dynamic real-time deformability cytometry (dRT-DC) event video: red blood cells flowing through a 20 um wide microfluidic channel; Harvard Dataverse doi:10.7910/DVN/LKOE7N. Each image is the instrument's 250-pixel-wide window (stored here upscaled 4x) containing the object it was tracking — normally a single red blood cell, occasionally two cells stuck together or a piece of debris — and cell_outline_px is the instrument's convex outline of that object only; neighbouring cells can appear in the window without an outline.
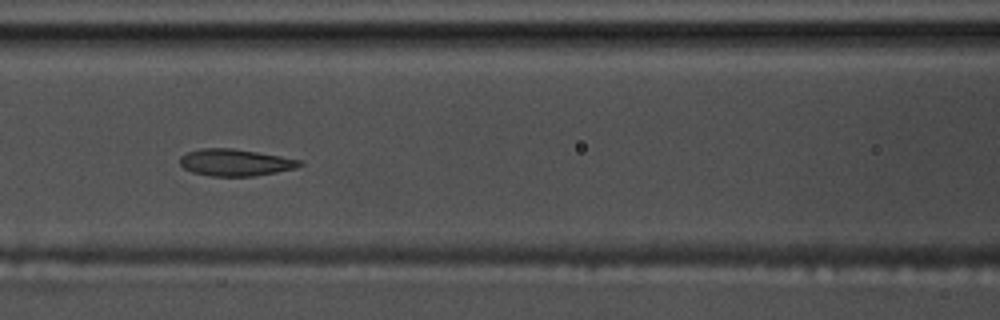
{"species": "common noctule bat (a hibernating species)", "species_latin": "Nyctalus noctula", "temperature_condition": "warm", "stored_images_in_passage": 42, "segment_of_instrument_passage": [1, 2], "camera_frame_rate_fps": 3000, "um_per_image_px": 0.085, "animal": {"sex": "male", "body_mass_g": 17.5, "forearm_length_mm": 52.3}, "frame": {"image": 1, "passage_image": 9, "time_ms": 2.667, "image_size_px": [1000, 320], "cell_outline_px": [[304, 164], [296, 168], [276, 172], [252, 176], [212, 176], [192, 172], [184, 168], [180, 164], [180, 156], [188, 152], [200, 148], [232, 148], [280, 156], [300, 160]], "centroid_in_image_um": [19.98, 13.81], "position_along_channel_um": 146.6, "area_um2": 18.61}}
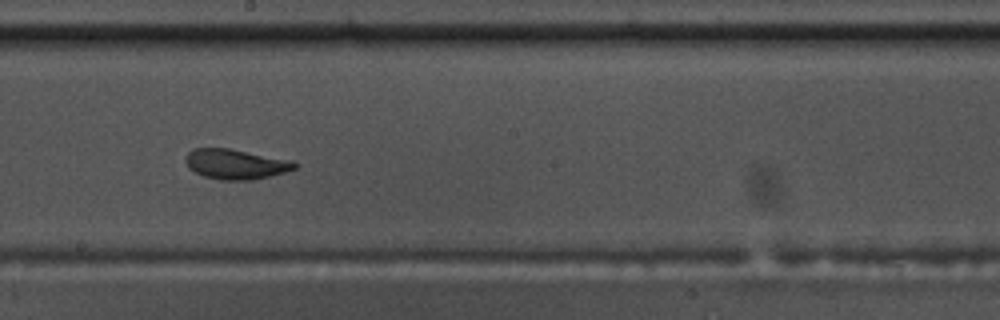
{"frame": {"image": 2, "passage_image": 16, "time_ms": 5.0, "image_size_px": [1000, 320], "cell_outline_px": [[300, 164], [296, 168], [284, 172], [252, 180], [220, 180], [204, 176], [188, 168], [184, 160], [184, 156], [192, 148], [228, 148], [292, 160]], "centroid_in_image_um": [20.01, 13.94], "position_along_channel_um": 228.2, "area_um2": 19.19}}
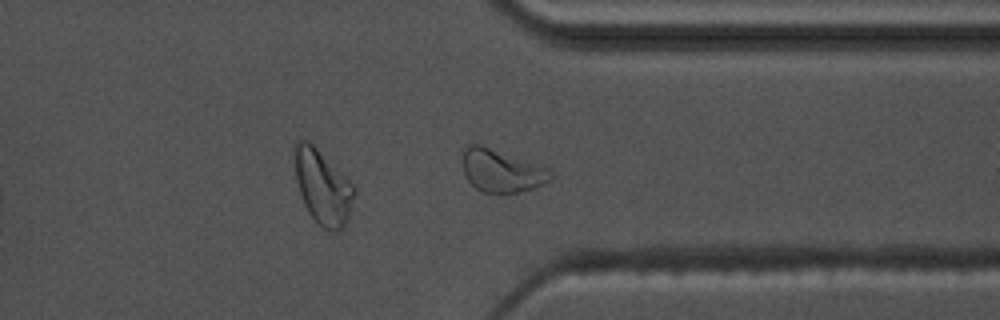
{"frame": {"image": 3, "passage_image": 28, "time_ms": 9.0, "image_size_px": [1000, 320], "cell_outline_px": [[556, 176], [552, 180], [544, 184], [520, 192], [480, 192], [468, 180], [464, 172], [464, 148], [468, 144], [480, 144], [548, 168]], "centroid_in_image_um": [42.67, 14.52], "position_along_channel_um": 368.7, "area_um2": 21.68}}